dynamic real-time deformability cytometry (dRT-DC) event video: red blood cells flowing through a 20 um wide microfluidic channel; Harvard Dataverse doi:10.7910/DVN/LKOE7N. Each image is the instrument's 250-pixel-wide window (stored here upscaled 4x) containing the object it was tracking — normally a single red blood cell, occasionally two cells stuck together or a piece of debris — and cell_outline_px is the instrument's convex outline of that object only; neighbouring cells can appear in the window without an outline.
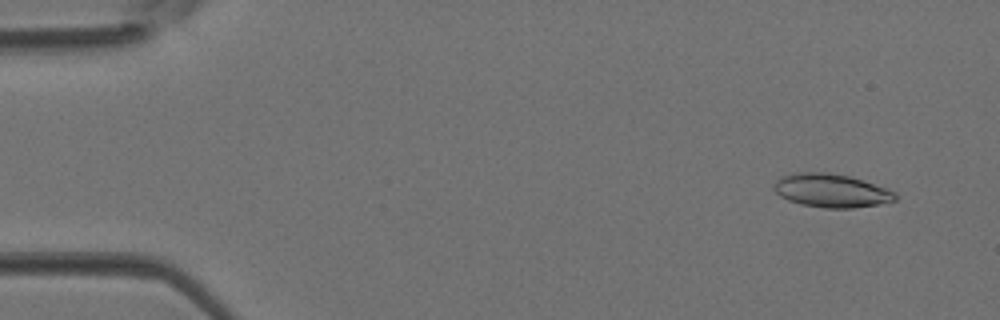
{"species": "Egyptian fruit bat (a non-hibernating species)", "species_latin": "Rousettus aegyptiacus", "temperature_condition": "room temperature", "stored_images_in_passage": 3, "camera_frame_rate_fps": 3000, "um_per_image_px": 0.085, "animal": {"sex": "female"}, "frame": {"image": 1, "passage_image": 1, "time_ms": 0.0, "image_size_px": [1000, 320], "cell_outline_px": [[896, 200], [880, 204], [852, 208], [824, 208], [800, 204], [788, 200], [780, 196], [772, 188], [772, 184], [776, 180], [784, 176], [800, 172], [828, 172], [848, 176], [896, 192]], "centroid_in_image_um": [70.62, 16.21], "position_along_channel_um": 14.4, "area_um2": 23.47}}